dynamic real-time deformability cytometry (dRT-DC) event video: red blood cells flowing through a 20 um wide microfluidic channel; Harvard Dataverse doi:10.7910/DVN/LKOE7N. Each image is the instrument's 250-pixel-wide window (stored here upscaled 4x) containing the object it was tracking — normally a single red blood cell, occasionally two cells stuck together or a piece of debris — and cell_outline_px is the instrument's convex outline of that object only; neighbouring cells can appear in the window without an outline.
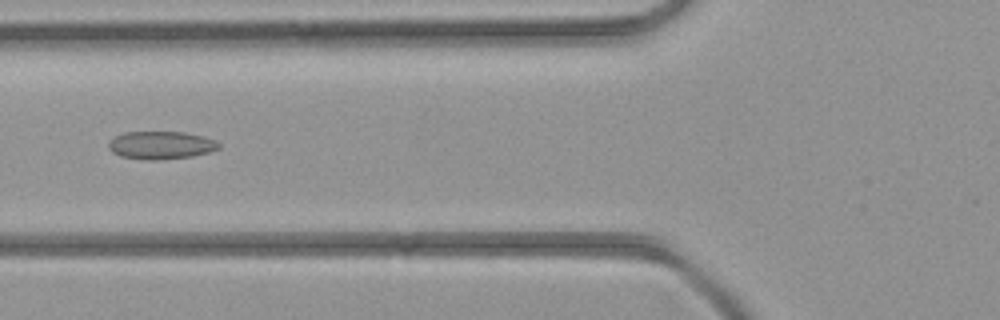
{"species": "common noctule bat (a hibernating species)", "species_latin": "Nyctalus noctula", "temperature_condition": "room temperature", "stored_images_in_passage": 6, "camera_frame_rate_fps": 3000, "um_per_image_px": 0.085, "animal": {"sex": "female", "body_mass_g": 21.9}, "frame": {"image": 1, "passage_image": 5, "time_ms": 5.333, "image_size_px": [1000, 320], "cell_outline_px": [[220, 148], [208, 152], [192, 156], [156, 160], [144, 160], [120, 156], [112, 152], [108, 148], [108, 144], [116, 136], [124, 132], [184, 132], [204, 136], [216, 140], [220, 144]], "centroid_in_image_um": [13.69, 12.34], "position_along_channel_um": 112.1, "area_um2": 17.92}}
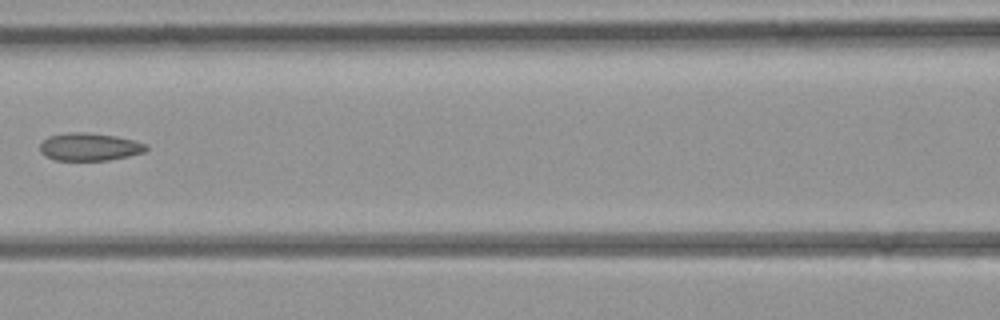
{"frame": {"image": 2, "passage_image": 6, "time_ms": 6.333, "image_size_px": [1000, 320], "cell_outline_px": [[148, 148], [144, 152], [128, 156], [108, 160], [56, 160], [44, 156], [40, 152], [40, 144], [48, 136], [68, 132], [84, 132], [116, 136], [148, 144]], "centroid_in_image_um": [7.59, 12.48], "position_along_channel_um": 159.0, "area_um2": 17.17}}